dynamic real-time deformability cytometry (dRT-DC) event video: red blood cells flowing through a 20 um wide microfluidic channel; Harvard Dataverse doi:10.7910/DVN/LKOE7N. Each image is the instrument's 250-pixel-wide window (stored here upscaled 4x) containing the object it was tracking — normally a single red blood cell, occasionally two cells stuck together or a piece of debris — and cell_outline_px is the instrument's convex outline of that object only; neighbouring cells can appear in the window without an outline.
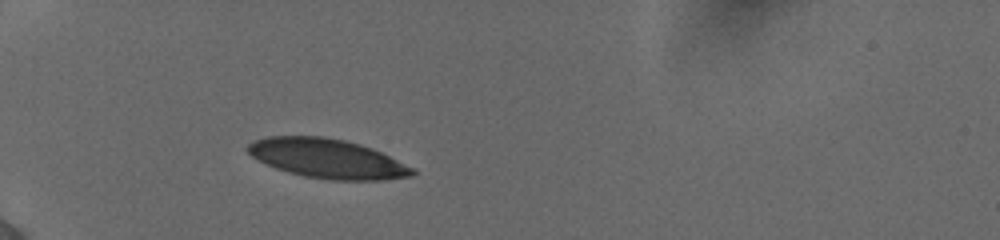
{"species": "human", "species_latin": "Homo sapiens", "temperature_condition": "cold", "stored_images_in_passage": 42, "camera_frame_rate_fps": 3000, "um_per_image_px": 0.085, "donor": {"sex": "female"}, "frame": {"image": 1, "passage_image": 7, "time_ms": 2.0, "image_size_px": [1000, 240], "cell_outline_px": [[416, 172], [412, 176], [384, 180], [332, 180], [304, 176], [288, 172], [276, 168], [252, 156], [244, 148], [248, 144], [256, 140], [268, 136], [324, 136], [344, 140], [360, 144], [372, 148], [416, 168]], "centroid_in_image_um": [27.86, 13.48], "position_along_channel_um": 57.1, "area_um2": 37.74}, "authors_computed_cell_mechanics": {"area_um2": 36.9053, "velocity_mm_per_s": 3.8677, "shape_relaxation_time_tau1_ms": 4.6452, "shape_relaxation_time_tau2_ms": 1.0976, "deformation_change_tau1": 0.1757, "deformation_change_tau2": 0.0501}}